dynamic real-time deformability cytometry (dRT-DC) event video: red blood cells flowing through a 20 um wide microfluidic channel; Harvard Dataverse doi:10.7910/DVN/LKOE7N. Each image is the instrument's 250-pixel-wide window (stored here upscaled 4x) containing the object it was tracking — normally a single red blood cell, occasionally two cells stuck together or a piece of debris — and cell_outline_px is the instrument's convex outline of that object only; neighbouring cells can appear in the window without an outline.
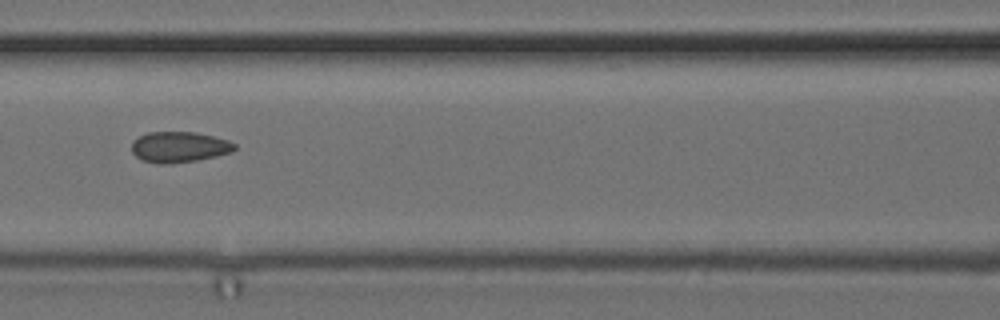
{"species": "common noctule bat (a hibernating species)", "species_latin": "Nyctalus noctula", "temperature_condition": "cold", "stored_images_in_passage": 9, "camera_frame_rate_fps": 3000, "um_per_image_px": 0.085, "animal": {"sex": "female", "body_mass_g": 24.6, "forearm_length_mm": 56.2}, "frame": {"image": 1, "passage_image": 6, "time_ms": 1.667, "image_size_px": [1000, 320], "cell_outline_px": [[236, 148], [232, 152], [216, 156], [196, 160], [168, 164], [156, 164], [144, 160], [136, 156], [132, 152], [132, 140], [148, 132], [196, 132], [228, 140], [236, 144]], "centroid_in_image_um": [15.23, 12.49], "position_along_channel_um": 151.4, "area_um2": 18.44}}
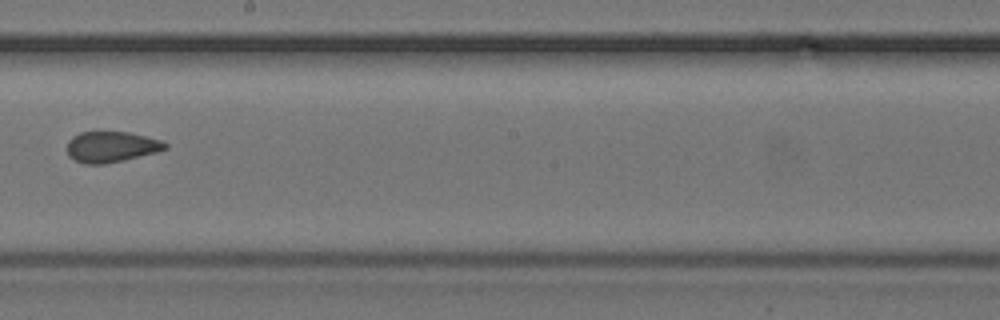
{"frame": {"image": 2, "passage_image": 8, "time_ms": 2.333, "image_size_px": [1000, 320], "cell_outline_px": [[168, 148], [156, 152], [124, 160], [104, 164], [84, 164], [68, 156], [68, 140], [72, 136], [80, 132], [128, 132], [160, 140], [168, 144]], "centroid_in_image_um": [9.44, 12.48], "position_along_channel_um": 238.8, "area_um2": 17.51}}
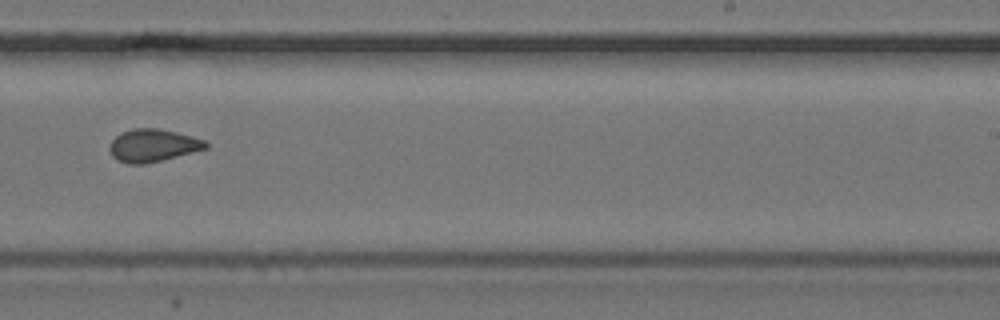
{"frame": {"image": 3, "passage_image": 9, "time_ms": 2.667, "image_size_px": [1000, 320], "cell_outline_px": [[208, 148], [144, 164], [128, 164], [116, 160], [112, 156], [108, 148], [112, 140], [116, 136], [132, 128], [160, 128], [192, 136], [204, 140], [208, 144]], "centroid_in_image_um": [12.97, 12.36], "position_along_channel_um": 276.0, "area_um2": 18.21}}